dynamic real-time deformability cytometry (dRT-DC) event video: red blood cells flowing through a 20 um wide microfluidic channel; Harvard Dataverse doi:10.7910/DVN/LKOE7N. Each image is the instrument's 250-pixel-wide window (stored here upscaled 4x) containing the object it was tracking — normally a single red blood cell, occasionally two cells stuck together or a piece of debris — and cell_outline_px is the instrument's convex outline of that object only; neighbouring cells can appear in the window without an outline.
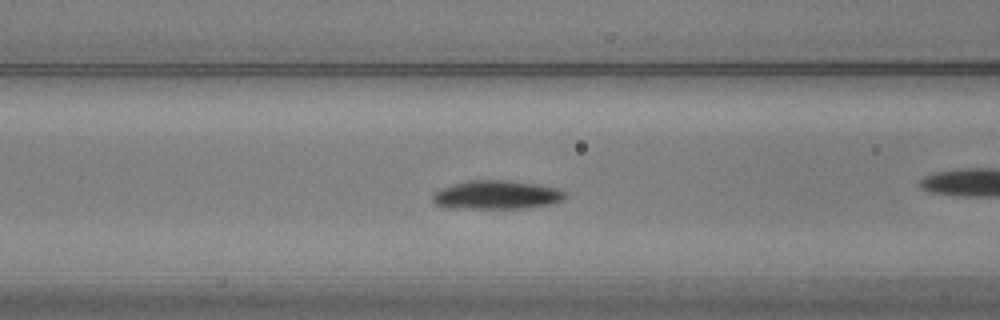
{"species": "common noctule bat (a hibernating species)", "species_latin": "Nyctalus noctula", "temperature_condition": "warm", "stored_images_in_passage": 53, "camera_frame_rate_fps": 3000, "um_per_image_px": 0.085, "animal": {"sex": "male", "body_mass_g": 20.5, "forearm_length_mm": 52.5}, "frame": {"image": 1, "passage_image": 20, "time_ms": 6.333, "image_size_px": [1000, 320], "cell_outline_px": [[568, 196], [564, 200], [548, 204], [524, 208], [444, 208], [436, 204], [432, 200], [432, 192], [468, 180], [512, 180], [560, 188]], "centroid_in_image_um": [42.22, 16.56], "position_along_channel_um": 124.4, "area_um2": 22.25}}
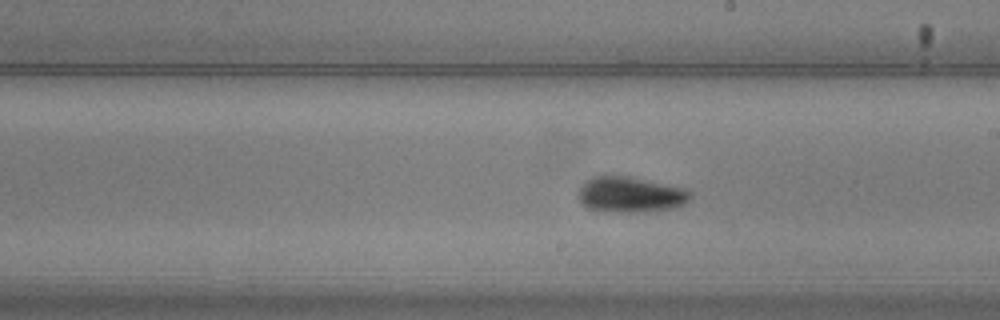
{"frame": {"image": 2, "passage_image": 29, "time_ms": 9.333, "image_size_px": [1000, 320], "cell_outline_px": [[692, 196], [684, 204], [676, 208], [644, 212], [596, 212], [588, 208], [576, 196], [584, 180], [592, 176], [628, 176], [688, 188], [692, 192]], "centroid_in_image_um": [53.59, 16.55], "position_along_channel_um": 235.4, "area_um2": 23.87}}
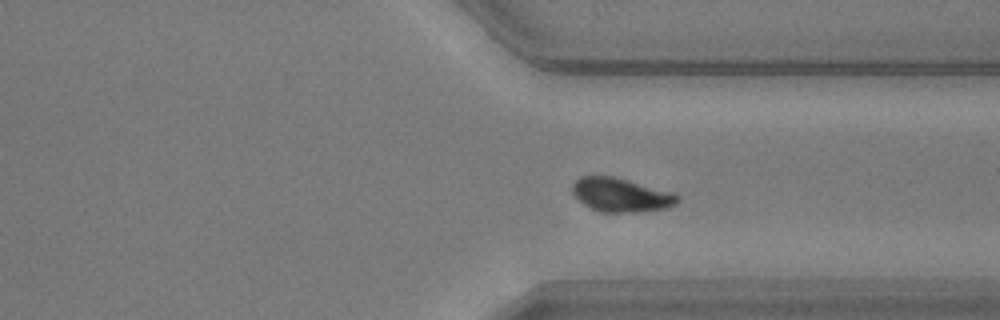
{"frame": {"image": 3, "passage_image": 39, "time_ms": 12.667, "image_size_px": [1000, 320], "cell_outline_px": [[680, 200], [676, 204], [668, 208], [636, 212], [600, 212], [584, 204], [572, 192], [572, 184], [580, 176], [612, 176], [676, 192], [680, 196]], "centroid_in_image_um": [52.84, 16.57], "position_along_channel_um": 358.6, "area_um2": 20.87}, "authors_computed_cell_mechanics": {"area_um2": 20.6346, "velocity_mm_per_s": 3.7034, "shape_relaxation_time_tau1_ms": 2.7901, "shape_relaxation_time_tau2_ms": 1.7717, "deformation_change_tau1": 0.1901, "deformation_change_tau2": 0.0804}}